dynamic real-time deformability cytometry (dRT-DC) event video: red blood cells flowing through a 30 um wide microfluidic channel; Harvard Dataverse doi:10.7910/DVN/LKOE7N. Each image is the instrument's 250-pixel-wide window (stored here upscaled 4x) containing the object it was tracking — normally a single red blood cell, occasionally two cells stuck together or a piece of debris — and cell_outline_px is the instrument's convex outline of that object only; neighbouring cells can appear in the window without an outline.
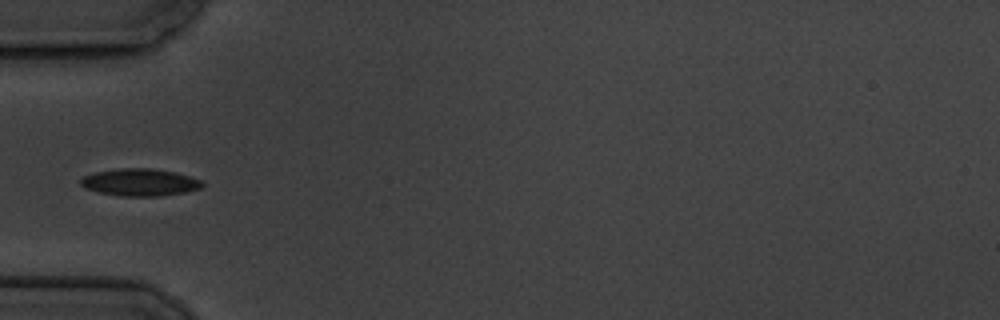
{"species": "common noctule bat (a hibernating species)", "species_latin": "Nyctalus noctula", "temperature_condition": "cold", "stored_images_in_passage": 9, "camera_frame_rate_fps": 3000, "um_per_image_px": 0.085, "animal": {"sex": "male", "body_mass_g": 19.5, "forearm_length_mm": 54.6}, "frame": {"image": 1, "passage_image": 4, "time_ms": 3.667, "image_size_px": [1000, 320], "cell_outline_px": [[204, 184], [200, 188], [184, 192], [160, 196], [120, 196], [100, 192], [84, 188], [80, 184], [80, 180], [84, 176], [96, 172], [124, 168], [152, 168], [176, 172], [200, 180]], "centroid_in_image_um": [11.88, 15.5], "position_along_channel_um": 73.1, "area_um2": 19.13}}
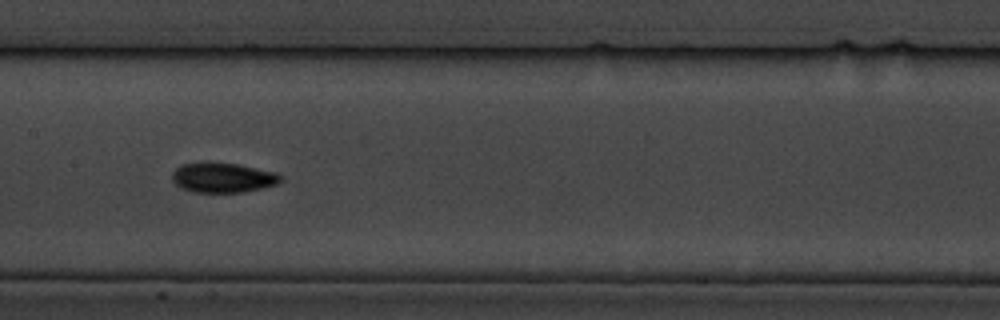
{"frame": {"image": 2, "passage_image": 7, "time_ms": 7.0, "image_size_px": [1000, 320], "cell_outline_px": [[284, 180], [280, 184], [264, 188], [244, 192], [192, 192], [180, 188], [172, 180], [172, 172], [180, 164], [204, 160], [236, 164], [276, 172], [284, 176]], "centroid_in_image_um": [18.95, 15.08], "position_along_channel_um": 188.4, "area_um2": 19.59}}
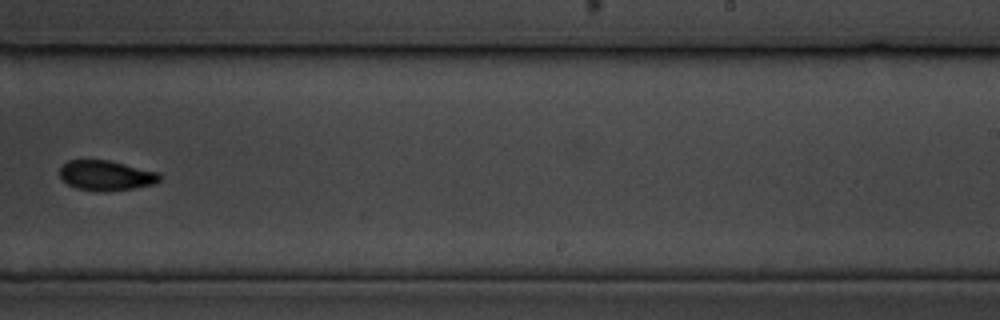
{"frame": {"image": 3, "passage_image": 9, "time_ms": 9.667, "image_size_px": [1000, 320], "cell_outline_px": [[160, 180], [156, 184], [132, 188], [104, 192], [96, 192], [76, 188], [68, 184], [60, 176], [60, 168], [68, 160], [108, 160], [160, 172]], "centroid_in_image_um": [9.04, 14.92], "position_along_channel_um": 280.0, "area_um2": 17.57}}